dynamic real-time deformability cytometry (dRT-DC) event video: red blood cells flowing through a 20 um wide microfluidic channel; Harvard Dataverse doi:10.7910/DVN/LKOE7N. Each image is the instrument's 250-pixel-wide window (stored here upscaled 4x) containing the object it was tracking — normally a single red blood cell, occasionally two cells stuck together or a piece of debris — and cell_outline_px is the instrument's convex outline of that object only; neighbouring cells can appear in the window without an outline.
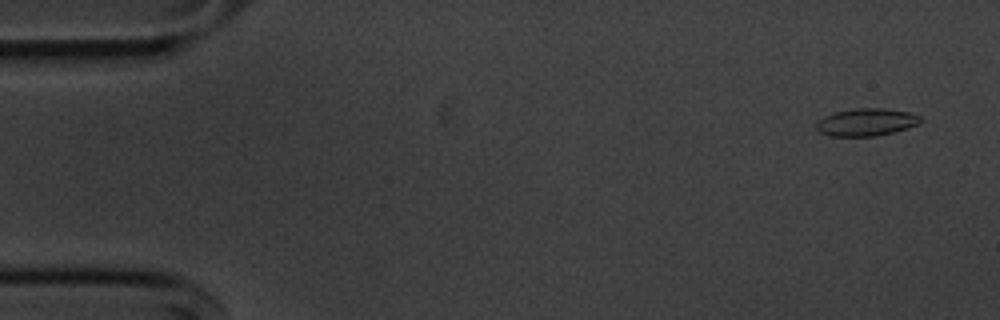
{"species": "common noctule bat (a hibernating species)", "species_latin": "Nyctalus noctula", "temperature_condition": "cold", "stored_images_in_passage": 54, "camera_frame_rate_fps": 3000, "um_per_image_px": 0.085, "animal": {"sex": "male", "body_mass_g": 20.1, "forearm_length_mm": 53.5}, "frame": {"image": 1, "passage_image": 3, "time_ms": 0.667, "image_size_px": [1000, 320], "cell_outline_px": [[920, 124], [908, 128], [876, 136], [832, 136], [820, 132], [816, 128], [816, 124], [824, 116], [836, 112], [856, 108], [884, 108], [908, 112], [920, 116]], "centroid_in_image_um": [73.65, 10.38], "position_along_channel_um": 11.4, "area_um2": 16.53}}
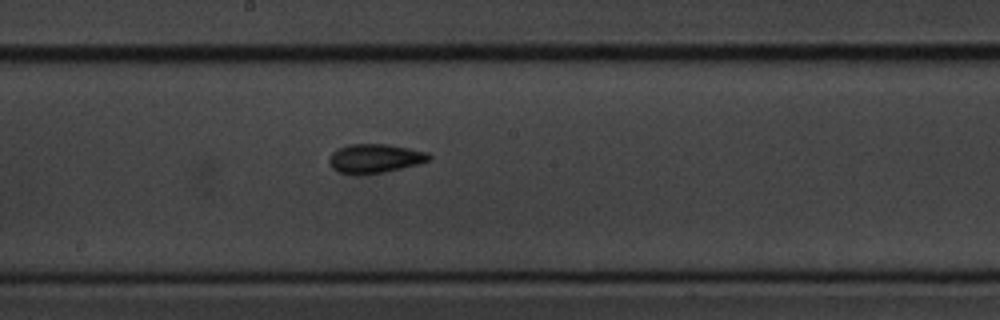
{"frame": {"image": 2, "passage_image": 29, "time_ms": 9.333, "image_size_px": [1000, 320], "cell_outline_px": [[432, 160], [420, 164], [384, 172], [360, 176], [336, 172], [332, 168], [328, 160], [332, 152], [336, 148], [348, 144], [388, 144], [428, 152], [432, 156]], "centroid_in_image_um": [31.85, 13.48], "position_along_channel_um": 216.3, "area_um2": 17.4}}
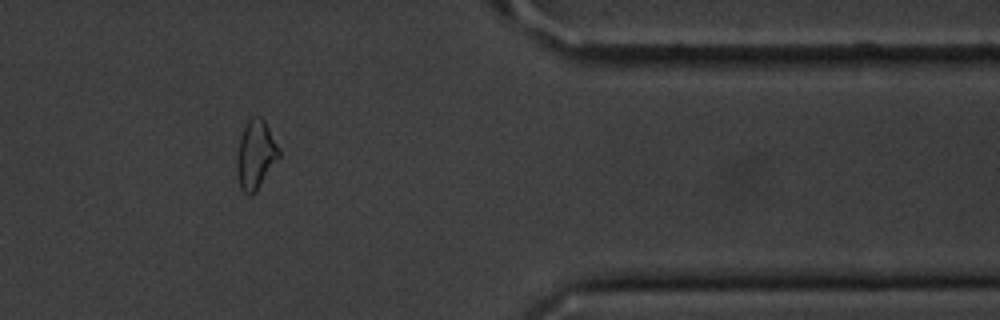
{"frame": {"image": 3, "passage_image": 45, "time_ms": 14.667, "image_size_px": [1000, 320], "cell_outline_px": [[280, 156], [256, 192], [252, 196], [248, 196], [240, 188], [236, 172], [236, 160], [240, 136], [248, 120], [252, 116], [260, 116], [264, 120], [280, 148]], "centroid_in_image_um": [21.72, 13.18], "position_along_channel_um": 389.7, "area_um2": 17.05}, "authors_computed_cell_mechanics": {"area_um2": 16.3574, "velocity_mm_per_s": 3.6553, "shape_relaxation_time_tau1_ms": 3.9306, "shape_relaxation_time_tau2_ms": 9.9325, "deformation_change_tau1": 0.1004, "deformation_change_tau2": 0.1436}}